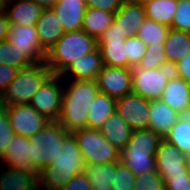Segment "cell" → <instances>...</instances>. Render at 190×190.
<instances>
[{
	"label": "cell",
	"instance_id": "obj_12",
	"mask_svg": "<svg viewBox=\"0 0 190 190\" xmlns=\"http://www.w3.org/2000/svg\"><path fill=\"white\" fill-rule=\"evenodd\" d=\"M8 118L15 135L25 138L32 137L50 122L30 104L9 105Z\"/></svg>",
	"mask_w": 190,
	"mask_h": 190
},
{
	"label": "cell",
	"instance_id": "obj_7",
	"mask_svg": "<svg viewBox=\"0 0 190 190\" xmlns=\"http://www.w3.org/2000/svg\"><path fill=\"white\" fill-rule=\"evenodd\" d=\"M52 74L45 61L19 70L0 101L8 106L30 104L33 96Z\"/></svg>",
	"mask_w": 190,
	"mask_h": 190
},
{
	"label": "cell",
	"instance_id": "obj_47",
	"mask_svg": "<svg viewBox=\"0 0 190 190\" xmlns=\"http://www.w3.org/2000/svg\"><path fill=\"white\" fill-rule=\"evenodd\" d=\"M133 2H135V3H139V4H141V5H145V4H147L148 2H152V1H154V0H132Z\"/></svg>",
	"mask_w": 190,
	"mask_h": 190
},
{
	"label": "cell",
	"instance_id": "obj_2",
	"mask_svg": "<svg viewBox=\"0 0 190 190\" xmlns=\"http://www.w3.org/2000/svg\"><path fill=\"white\" fill-rule=\"evenodd\" d=\"M99 93L96 80H64L59 122L69 133L87 127L92 102Z\"/></svg>",
	"mask_w": 190,
	"mask_h": 190
},
{
	"label": "cell",
	"instance_id": "obj_28",
	"mask_svg": "<svg viewBox=\"0 0 190 190\" xmlns=\"http://www.w3.org/2000/svg\"><path fill=\"white\" fill-rule=\"evenodd\" d=\"M163 139L190 158V114L181 115Z\"/></svg>",
	"mask_w": 190,
	"mask_h": 190
},
{
	"label": "cell",
	"instance_id": "obj_43",
	"mask_svg": "<svg viewBox=\"0 0 190 190\" xmlns=\"http://www.w3.org/2000/svg\"><path fill=\"white\" fill-rule=\"evenodd\" d=\"M164 183L165 190H190V175L170 176Z\"/></svg>",
	"mask_w": 190,
	"mask_h": 190
},
{
	"label": "cell",
	"instance_id": "obj_24",
	"mask_svg": "<svg viewBox=\"0 0 190 190\" xmlns=\"http://www.w3.org/2000/svg\"><path fill=\"white\" fill-rule=\"evenodd\" d=\"M190 52V33L170 28L164 42V53L170 67Z\"/></svg>",
	"mask_w": 190,
	"mask_h": 190
},
{
	"label": "cell",
	"instance_id": "obj_4",
	"mask_svg": "<svg viewBox=\"0 0 190 190\" xmlns=\"http://www.w3.org/2000/svg\"><path fill=\"white\" fill-rule=\"evenodd\" d=\"M162 139L151 129L133 131L126 147L120 151V162L135 176L157 171L155 156Z\"/></svg>",
	"mask_w": 190,
	"mask_h": 190
},
{
	"label": "cell",
	"instance_id": "obj_1",
	"mask_svg": "<svg viewBox=\"0 0 190 190\" xmlns=\"http://www.w3.org/2000/svg\"><path fill=\"white\" fill-rule=\"evenodd\" d=\"M85 167L76 137L69 133L55 161L42 169L26 190H59L75 175L83 173Z\"/></svg>",
	"mask_w": 190,
	"mask_h": 190
},
{
	"label": "cell",
	"instance_id": "obj_44",
	"mask_svg": "<svg viewBox=\"0 0 190 190\" xmlns=\"http://www.w3.org/2000/svg\"><path fill=\"white\" fill-rule=\"evenodd\" d=\"M127 39L125 31L112 24L101 36L97 43H108L109 41H125Z\"/></svg>",
	"mask_w": 190,
	"mask_h": 190
},
{
	"label": "cell",
	"instance_id": "obj_37",
	"mask_svg": "<svg viewBox=\"0 0 190 190\" xmlns=\"http://www.w3.org/2000/svg\"><path fill=\"white\" fill-rule=\"evenodd\" d=\"M134 190H165V183L161 175L155 172H146L135 176Z\"/></svg>",
	"mask_w": 190,
	"mask_h": 190
},
{
	"label": "cell",
	"instance_id": "obj_31",
	"mask_svg": "<svg viewBox=\"0 0 190 190\" xmlns=\"http://www.w3.org/2000/svg\"><path fill=\"white\" fill-rule=\"evenodd\" d=\"M170 27L159 24L148 18L139 28L137 36L147 45L152 46L154 44H164L166 41Z\"/></svg>",
	"mask_w": 190,
	"mask_h": 190
},
{
	"label": "cell",
	"instance_id": "obj_36",
	"mask_svg": "<svg viewBox=\"0 0 190 190\" xmlns=\"http://www.w3.org/2000/svg\"><path fill=\"white\" fill-rule=\"evenodd\" d=\"M14 136L15 133L8 118V105L0 101V158Z\"/></svg>",
	"mask_w": 190,
	"mask_h": 190
},
{
	"label": "cell",
	"instance_id": "obj_15",
	"mask_svg": "<svg viewBox=\"0 0 190 190\" xmlns=\"http://www.w3.org/2000/svg\"><path fill=\"white\" fill-rule=\"evenodd\" d=\"M156 168L164 182L170 176L189 175L188 157L173 144L162 139L156 152Z\"/></svg>",
	"mask_w": 190,
	"mask_h": 190
},
{
	"label": "cell",
	"instance_id": "obj_14",
	"mask_svg": "<svg viewBox=\"0 0 190 190\" xmlns=\"http://www.w3.org/2000/svg\"><path fill=\"white\" fill-rule=\"evenodd\" d=\"M99 92L118 99L132 93L131 68L104 66L96 78Z\"/></svg>",
	"mask_w": 190,
	"mask_h": 190
},
{
	"label": "cell",
	"instance_id": "obj_41",
	"mask_svg": "<svg viewBox=\"0 0 190 190\" xmlns=\"http://www.w3.org/2000/svg\"><path fill=\"white\" fill-rule=\"evenodd\" d=\"M92 184L87 179L86 174L80 173L75 175L67 184L59 190H92Z\"/></svg>",
	"mask_w": 190,
	"mask_h": 190
},
{
	"label": "cell",
	"instance_id": "obj_34",
	"mask_svg": "<svg viewBox=\"0 0 190 190\" xmlns=\"http://www.w3.org/2000/svg\"><path fill=\"white\" fill-rule=\"evenodd\" d=\"M147 50V45L138 37H129L125 40L128 68L139 65Z\"/></svg>",
	"mask_w": 190,
	"mask_h": 190
},
{
	"label": "cell",
	"instance_id": "obj_30",
	"mask_svg": "<svg viewBox=\"0 0 190 190\" xmlns=\"http://www.w3.org/2000/svg\"><path fill=\"white\" fill-rule=\"evenodd\" d=\"M84 173L91 182L92 188L111 187L114 173H116V162L103 165H86Z\"/></svg>",
	"mask_w": 190,
	"mask_h": 190
},
{
	"label": "cell",
	"instance_id": "obj_26",
	"mask_svg": "<svg viewBox=\"0 0 190 190\" xmlns=\"http://www.w3.org/2000/svg\"><path fill=\"white\" fill-rule=\"evenodd\" d=\"M117 99L98 93L90 107L87 128L99 129L116 110Z\"/></svg>",
	"mask_w": 190,
	"mask_h": 190
},
{
	"label": "cell",
	"instance_id": "obj_48",
	"mask_svg": "<svg viewBox=\"0 0 190 190\" xmlns=\"http://www.w3.org/2000/svg\"><path fill=\"white\" fill-rule=\"evenodd\" d=\"M92 190H113L111 187H99V188H93Z\"/></svg>",
	"mask_w": 190,
	"mask_h": 190
},
{
	"label": "cell",
	"instance_id": "obj_39",
	"mask_svg": "<svg viewBox=\"0 0 190 190\" xmlns=\"http://www.w3.org/2000/svg\"><path fill=\"white\" fill-rule=\"evenodd\" d=\"M125 0H85L87 8H96L116 13Z\"/></svg>",
	"mask_w": 190,
	"mask_h": 190
},
{
	"label": "cell",
	"instance_id": "obj_46",
	"mask_svg": "<svg viewBox=\"0 0 190 190\" xmlns=\"http://www.w3.org/2000/svg\"><path fill=\"white\" fill-rule=\"evenodd\" d=\"M34 1L37 5H40L43 9L53 8L59 0H31Z\"/></svg>",
	"mask_w": 190,
	"mask_h": 190
},
{
	"label": "cell",
	"instance_id": "obj_19",
	"mask_svg": "<svg viewBox=\"0 0 190 190\" xmlns=\"http://www.w3.org/2000/svg\"><path fill=\"white\" fill-rule=\"evenodd\" d=\"M10 24L35 26L44 10L31 0H10L1 6Z\"/></svg>",
	"mask_w": 190,
	"mask_h": 190
},
{
	"label": "cell",
	"instance_id": "obj_40",
	"mask_svg": "<svg viewBox=\"0 0 190 190\" xmlns=\"http://www.w3.org/2000/svg\"><path fill=\"white\" fill-rule=\"evenodd\" d=\"M19 69L5 65H0V99L6 93L9 84L14 80Z\"/></svg>",
	"mask_w": 190,
	"mask_h": 190
},
{
	"label": "cell",
	"instance_id": "obj_17",
	"mask_svg": "<svg viewBox=\"0 0 190 190\" xmlns=\"http://www.w3.org/2000/svg\"><path fill=\"white\" fill-rule=\"evenodd\" d=\"M146 19L144 5L125 0L115 13L113 24L118 26L127 38L137 36L139 28Z\"/></svg>",
	"mask_w": 190,
	"mask_h": 190
},
{
	"label": "cell",
	"instance_id": "obj_49",
	"mask_svg": "<svg viewBox=\"0 0 190 190\" xmlns=\"http://www.w3.org/2000/svg\"><path fill=\"white\" fill-rule=\"evenodd\" d=\"M187 165H188V173L190 175V158L188 159Z\"/></svg>",
	"mask_w": 190,
	"mask_h": 190
},
{
	"label": "cell",
	"instance_id": "obj_16",
	"mask_svg": "<svg viewBox=\"0 0 190 190\" xmlns=\"http://www.w3.org/2000/svg\"><path fill=\"white\" fill-rule=\"evenodd\" d=\"M104 67L101 52L97 47L94 51L71 63L61 74L63 80H96ZM70 75V76H69ZM69 78V79H68Z\"/></svg>",
	"mask_w": 190,
	"mask_h": 190
},
{
	"label": "cell",
	"instance_id": "obj_25",
	"mask_svg": "<svg viewBox=\"0 0 190 190\" xmlns=\"http://www.w3.org/2000/svg\"><path fill=\"white\" fill-rule=\"evenodd\" d=\"M114 13L96 8H86L82 22V31L98 40L113 24Z\"/></svg>",
	"mask_w": 190,
	"mask_h": 190
},
{
	"label": "cell",
	"instance_id": "obj_33",
	"mask_svg": "<svg viewBox=\"0 0 190 190\" xmlns=\"http://www.w3.org/2000/svg\"><path fill=\"white\" fill-rule=\"evenodd\" d=\"M138 66L148 70L169 67L164 53V44L147 46L146 53Z\"/></svg>",
	"mask_w": 190,
	"mask_h": 190
},
{
	"label": "cell",
	"instance_id": "obj_6",
	"mask_svg": "<svg viewBox=\"0 0 190 190\" xmlns=\"http://www.w3.org/2000/svg\"><path fill=\"white\" fill-rule=\"evenodd\" d=\"M69 132L57 121L49 122L29 138L31 167L39 173L52 164L63 149V141Z\"/></svg>",
	"mask_w": 190,
	"mask_h": 190
},
{
	"label": "cell",
	"instance_id": "obj_38",
	"mask_svg": "<svg viewBox=\"0 0 190 190\" xmlns=\"http://www.w3.org/2000/svg\"><path fill=\"white\" fill-rule=\"evenodd\" d=\"M170 28L190 33V0H178L176 14Z\"/></svg>",
	"mask_w": 190,
	"mask_h": 190
},
{
	"label": "cell",
	"instance_id": "obj_27",
	"mask_svg": "<svg viewBox=\"0 0 190 190\" xmlns=\"http://www.w3.org/2000/svg\"><path fill=\"white\" fill-rule=\"evenodd\" d=\"M178 0H154L144 5L146 18L171 27Z\"/></svg>",
	"mask_w": 190,
	"mask_h": 190
},
{
	"label": "cell",
	"instance_id": "obj_21",
	"mask_svg": "<svg viewBox=\"0 0 190 190\" xmlns=\"http://www.w3.org/2000/svg\"><path fill=\"white\" fill-rule=\"evenodd\" d=\"M149 129L162 138L171 130L181 115L161 99L149 101Z\"/></svg>",
	"mask_w": 190,
	"mask_h": 190
},
{
	"label": "cell",
	"instance_id": "obj_32",
	"mask_svg": "<svg viewBox=\"0 0 190 190\" xmlns=\"http://www.w3.org/2000/svg\"><path fill=\"white\" fill-rule=\"evenodd\" d=\"M7 65L19 70L26 69L33 65L24 55L18 50L15 45L10 42H0V65Z\"/></svg>",
	"mask_w": 190,
	"mask_h": 190
},
{
	"label": "cell",
	"instance_id": "obj_23",
	"mask_svg": "<svg viewBox=\"0 0 190 190\" xmlns=\"http://www.w3.org/2000/svg\"><path fill=\"white\" fill-rule=\"evenodd\" d=\"M98 130L111 145L120 151L126 147L133 132L116 111Z\"/></svg>",
	"mask_w": 190,
	"mask_h": 190
},
{
	"label": "cell",
	"instance_id": "obj_18",
	"mask_svg": "<svg viewBox=\"0 0 190 190\" xmlns=\"http://www.w3.org/2000/svg\"><path fill=\"white\" fill-rule=\"evenodd\" d=\"M161 100L180 115L190 114V84L172 74Z\"/></svg>",
	"mask_w": 190,
	"mask_h": 190
},
{
	"label": "cell",
	"instance_id": "obj_22",
	"mask_svg": "<svg viewBox=\"0 0 190 190\" xmlns=\"http://www.w3.org/2000/svg\"><path fill=\"white\" fill-rule=\"evenodd\" d=\"M85 0H59L52 8L65 32L82 30L86 11Z\"/></svg>",
	"mask_w": 190,
	"mask_h": 190
},
{
	"label": "cell",
	"instance_id": "obj_45",
	"mask_svg": "<svg viewBox=\"0 0 190 190\" xmlns=\"http://www.w3.org/2000/svg\"><path fill=\"white\" fill-rule=\"evenodd\" d=\"M10 22L6 13L0 8V42L7 40V35L10 30Z\"/></svg>",
	"mask_w": 190,
	"mask_h": 190
},
{
	"label": "cell",
	"instance_id": "obj_11",
	"mask_svg": "<svg viewBox=\"0 0 190 190\" xmlns=\"http://www.w3.org/2000/svg\"><path fill=\"white\" fill-rule=\"evenodd\" d=\"M7 41L23 52L32 64L44 62L46 59L47 52L39 42L36 26L11 24Z\"/></svg>",
	"mask_w": 190,
	"mask_h": 190
},
{
	"label": "cell",
	"instance_id": "obj_13",
	"mask_svg": "<svg viewBox=\"0 0 190 190\" xmlns=\"http://www.w3.org/2000/svg\"><path fill=\"white\" fill-rule=\"evenodd\" d=\"M116 112L133 131L149 129V101L138 94L129 93L118 98Z\"/></svg>",
	"mask_w": 190,
	"mask_h": 190
},
{
	"label": "cell",
	"instance_id": "obj_8",
	"mask_svg": "<svg viewBox=\"0 0 190 190\" xmlns=\"http://www.w3.org/2000/svg\"><path fill=\"white\" fill-rule=\"evenodd\" d=\"M85 165H103L120 161V150L111 145L98 129L84 128L73 132Z\"/></svg>",
	"mask_w": 190,
	"mask_h": 190
},
{
	"label": "cell",
	"instance_id": "obj_5",
	"mask_svg": "<svg viewBox=\"0 0 190 190\" xmlns=\"http://www.w3.org/2000/svg\"><path fill=\"white\" fill-rule=\"evenodd\" d=\"M97 48V40L82 30L65 32L47 52L46 65L60 75L71 63Z\"/></svg>",
	"mask_w": 190,
	"mask_h": 190
},
{
	"label": "cell",
	"instance_id": "obj_3",
	"mask_svg": "<svg viewBox=\"0 0 190 190\" xmlns=\"http://www.w3.org/2000/svg\"><path fill=\"white\" fill-rule=\"evenodd\" d=\"M28 154L29 138L15 135L0 158V190H26L36 179Z\"/></svg>",
	"mask_w": 190,
	"mask_h": 190
},
{
	"label": "cell",
	"instance_id": "obj_35",
	"mask_svg": "<svg viewBox=\"0 0 190 190\" xmlns=\"http://www.w3.org/2000/svg\"><path fill=\"white\" fill-rule=\"evenodd\" d=\"M135 175L123 163L116 162V173H114L111 188L113 190H134Z\"/></svg>",
	"mask_w": 190,
	"mask_h": 190
},
{
	"label": "cell",
	"instance_id": "obj_42",
	"mask_svg": "<svg viewBox=\"0 0 190 190\" xmlns=\"http://www.w3.org/2000/svg\"><path fill=\"white\" fill-rule=\"evenodd\" d=\"M173 74L190 84V52L172 66Z\"/></svg>",
	"mask_w": 190,
	"mask_h": 190
},
{
	"label": "cell",
	"instance_id": "obj_50",
	"mask_svg": "<svg viewBox=\"0 0 190 190\" xmlns=\"http://www.w3.org/2000/svg\"><path fill=\"white\" fill-rule=\"evenodd\" d=\"M10 0H0V4L3 5L4 3L8 2Z\"/></svg>",
	"mask_w": 190,
	"mask_h": 190
},
{
	"label": "cell",
	"instance_id": "obj_9",
	"mask_svg": "<svg viewBox=\"0 0 190 190\" xmlns=\"http://www.w3.org/2000/svg\"><path fill=\"white\" fill-rule=\"evenodd\" d=\"M131 70L132 92L148 101L161 99L173 74V68L170 66L148 70L137 65L133 66Z\"/></svg>",
	"mask_w": 190,
	"mask_h": 190
},
{
	"label": "cell",
	"instance_id": "obj_29",
	"mask_svg": "<svg viewBox=\"0 0 190 190\" xmlns=\"http://www.w3.org/2000/svg\"><path fill=\"white\" fill-rule=\"evenodd\" d=\"M101 52L104 66L128 68L125 41H109L108 43H97Z\"/></svg>",
	"mask_w": 190,
	"mask_h": 190
},
{
	"label": "cell",
	"instance_id": "obj_20",
	"mask_svg": "<svg viewBox=\"0 0 190 190\" xmlns=\"http://www.w3.org/2000/svg\"><path fill=\"white\" fill-rule=\"evenodd\" d=\"M39 42L48 52L65 33L61 22L54 10L44 9L35 24Z\"/></svg>",
	"mask_w": 190,
	"mask_h": 190
},
{
	"label": "cell",
	"instance_id": "obj_10",
	"mask_svg": "<svg viewBox=\"0 0 190 190\" xmlns=\"http://www.w3.org/2000/svg\"><path fill=\"white\" fill-rule=\"evenodd\" d=\"M64 80L52 74L33 96L30 105L50 122L58 121L63 100Z\"/></svg>",
	"mask_w": 190,
	"mask_h": 190
}]
</instances>
